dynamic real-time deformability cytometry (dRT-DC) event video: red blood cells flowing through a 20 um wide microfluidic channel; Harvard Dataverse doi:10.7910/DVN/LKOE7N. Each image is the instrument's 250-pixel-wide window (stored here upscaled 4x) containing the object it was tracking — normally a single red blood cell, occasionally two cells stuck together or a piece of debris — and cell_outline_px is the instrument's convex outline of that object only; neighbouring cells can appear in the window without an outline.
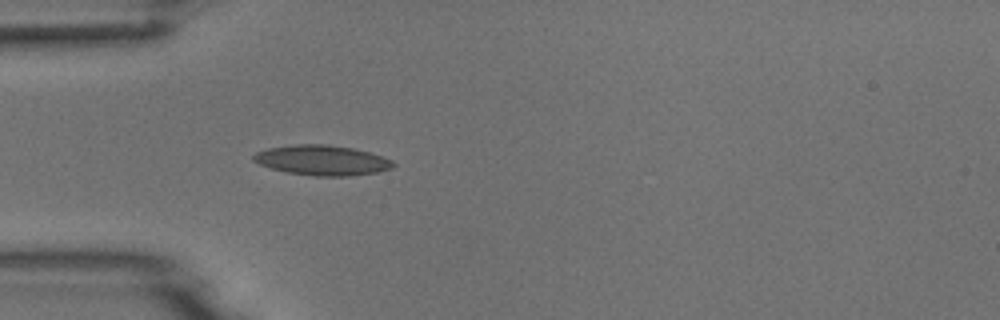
{"species": "common noctule bat (a hibernating species)", "species_latin": "Nyctalus noctula", "temperature_condition": "room temperature", "stored_images_in_passage": 3, "camera_frame_rate_fps": 3000, "um_per_image_px": 0.085, "animal": {"sex": "male", "body_mass_g": 18.8}, "frame": {"image": 1, "passage_image": 3, "time_ms": 2.333, "image_size_px": [1000, 320], "cell_outline_px": [[396, 164], [392, 168], [376, 172], [348, 176], [316, 176], [288, 172], [272, 168], [260, 164], [252, 160], [252, 156], [256, 152], [268, 148], [296, 144], [328, 144], [352, 148], [368, 152], [392, 160]], "centroid_in_image_um": [27.37, 13.61], "position_along_channel_um": 57.6, "area_um2": 24.28}}